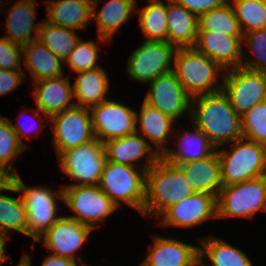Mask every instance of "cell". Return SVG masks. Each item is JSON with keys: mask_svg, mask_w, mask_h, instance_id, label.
I'll return each instance as SVG.
<instances>
[{"mask_svg": "<svg viewBox=\"0 0 266 266\" xmlns=\"http://www.w3.org/2000/svg\"><path fill=\"white\" fill-rule=\"evenodd\" d=\"M209 218L217 219V197L195 192L184 200L171 206L161 215L163 227H192L202 224ZM166 225V226H165Z\"/></svg>", "mask_w": 266, "mask_h": 266, "instance_id": "obj_16", "label": "cell"}, {"mask_svg": "<svg viewBox=\"0 0 266 266\" xmlns=\"http://www.w3.org/2000/svg\"><path fill=\"white\" fill-rule=\"evenodd\" d=\"M139 11V25L146 40L168 41L167 5L161 0H149Z\"/></svg>", "mask_w": 266, "mask_h": 266, "instance_id": "obj_32", "label": "cell"}, {"mask_svg": "<svg viewBox=\"0 0 266 266\" xmlns=\"http://www.w3.org/2000/svg\"><path fill=\"white\" fill-rule=\"evenodd\" d=\"M243 36L198 31L195 49L217 62L224 70L241 66Z\"/></svg>", "mask_w": 266, "mask_h": 266, "instance_id": "obj_18", "label": "cell"}, {"mask_svg": "<svg viewBox=\"0 0 266 266\" xmlns=\"http://www.w3.org/2000/svg\"><path fill=\"white\" fill-rule=\"evenodd\" d=\"M154 244L140 266H200L199 247L173 238L154 236Z\"/></svg>", "mask_w": 266, "mask_h": 266, "instance_id": "obj_19", "label": "cell"}, {"mask_svg": "<svg viewBox=\"0 0 266 266\" xmlns=\"http://www.w3.org/2000/svg\"><path fill=\"white\" fill-rule=\"evenodd\" d=\"M242 42L248 43L251 53L255 56L253 60L243 57L241 67L266 73V28L245 33Z\"/></svg>", "mask_w": 266, "mask_h": 266, "instance_id": "obj_38", "label": "cell"}, {"mask_svg": "<svg viewBox=\"0 0 266 266\" xmlns=\"http://www.w3.org/2000/svg\"><path fill=\"white\" fill-rule=\"evenodd\" d=\"M10 124H11V127H12V129L15 131V133H16V135H17V138H18V140H19V142L27 149L28 148V146L22 141V139H21V135L22 136H26L27 137V133H28V131H27V129L24 127L25 125L24 124H20L19 122H18V124H16V125H13V123L10 121ZM24 125V126H23ZM28 128V127H27ZM38 128V127H37ZM29 130V129H28ZM32 132V131H31ZM29 133H30V131H29ZM35 133H37L36 132V130H35Z\"/></svg>", "mask_w": 266, "mask_h": 266, "instance_id": "obj_45", "label": "cell"}, {"mask_svg": "<svg viewBox=\"0 0 266 266\" xmlns=\"http://www.w3.org/2000/svg\"><path fill=\"white\" fill-rule=\"evenodd\" d=\"M41 266H77V262L62 256L50 254L45 257Z\"/></svg>", "mask_w": 266, "mask_h": 266, "instance_id": "obj_44", "label": "cell"}, {"mask_svg": "<svg viewBox=\"0 0 266 266\" xmlns=\"http://www.w3.org/2000/svg\"><path fill=\"white\" fill-rule=\"evenodd\" d=\"M198 31L222 33L227 36H243L231 3L204 12L199 17Z\"/></svg>", "mask_w": 266, "mask_h": 266, "instance_id": "obj_33", "label": "cell"}, {"mask_svg": "<svg viewBox=\"0 0 266 266\" xmlns=\"http://www.w3.org/2000/svg\"><path fill=\"white\" fill-rule=\"evenodd\" d=\"M149 84L150 89L143 100L145 103L175 121L184 113L190 117L192 97L184 90L173 70L159 75Z\"/></svg>", "mask_w": 266, "mask_h": 266, "instance_id": "obj_14", "label": "cell"}, {"mask_svg": "<svg viewBox=\"0 0 266 266\" xmlns=\"http://www.w3.org/2000/svg\"><path fill=\"white\" fill-rule=\"evenodd\" d=\"M25 72L0 69V96L8 94L22 83Z\"/></svg>", "mask_w": 266, "mask_h": 266, "instance_id": "obj_42", "label": "cell"}, {"mask_svg": "<svg viewBox=\"0 0 266 266\" xmlns=\"http://www.w3.org/2000/svg\"><path fill=\"white\" fill-rule=\"evenodd\" d=\"M140 111L139 116L136 114V124L140 123V130H142L143 136H147L154 143L158 148L155 150L161 156L168 148L166 142L171 130L173 132L172 125L175 120L158 109L149 106L144 101Z\"/></svg>", "mask_w": 266, "mask_h": 266, "instance_id": "obj_29", "label": "cell"}, {"mask_svg": "<svg viewBox=\"0 0 266 266\" xmlns=\"http://www.w3.org/2000/svg\"><path fill=\"white\" fill-rule=\"evenodd\" d=\"M98 186L118 208L121 201H124L143 214L146 186V170L143 167L123 165L106 159Z\"/></svg>", "mask_w": 266, "mask_h": 266, "instance_id": "obj_5", "label": "cell"}, {"mask_svg": "<svg viewBox=\"0 0 266 266\" xmlns=\"http://www.w3.org/2000/svg\"><path fill=\"white\" fill-rule=\"evenodd\" d=\"M176 48L168 41L144 40L128 58L127 74L131 79L150 83L173 70Z\"/></svg>", "mask_w": 266, "mask_h": 266, "instance_id": "obj_11", "label": "cell"}, {"mask_svg": "<svg viewBox=\"0 0 266 266\" xmlns=\"http://www.w3.org/2000/svg\"><path fill=\"white\" fill-rule=\"evenodd\" d=\"M243 138L266 146V101L241 116Z\"/></svg>", "mask_w": 266, "mask_h": 266, "instance_id": "obj_37", "label": "cell"}, {"mask_svg": "<svg viewBox=\"0 0 266 266\" xmlns=\"http://www.w3.org/2000/svg\"><path fill=\"white\" fill-rule=\"evenodd\" d=\"M7 238L8 237H6L2 233H0V266H2V263H3L4 259L7 258V259L11 260L10 255H8V257H7L6 250H5V243H6V239Z\"/></svg>", "mask_w": 266, "mask_h": 266, "instance_id": "obj_46", "label": "cell"}, {"mask_svg": "<svg viewBox=\"0 0 266 266\" xmlns=\"http://www.w3.org/2000/svg\"><path fill=\"white\" fill-rule=\"evenodd\" d=\"M28 254H24L17 266H31V261Z\"/></svg>", "mask_w": 266, "mask_h": 266, "instance_id": "obj_47", "label": "cell"}, {"mask_svg": "<svg viewBox=\"0 0 266 266\" xmlns=\"http://www.w3.org/2000/svg\"><path fill=\"white\" fill-rule=\"evenodd\" d=\"M195 193L179 166L159 158L146 171L143 216H161L171 206Z\"/></svg>", "mask_w": 266, "mask_h": 266, "instance_id": "obj_2", "label": "cell"}, {"mask_svg": "<svg viewBox=\"0 0 266 266\" xmlns=\"http://www.w3.org/2000/svg\"><path fill=\"white\" fill-rule=\"evenodd\" d=\"M266 211V175L222 186L217 197V218H252Z\"/></svg>", "mask_w": 266, "mask_h": 266, "instance_id": "obj_6", "label": "cell"}, {"mask_svg": "<svg viewBox=\"0 0 266 266\" xmlns=\"http://www.w3.org/2000/svg\"><path fill=\"white\" fill-rule=\"evenodd\" d=\"M231 152L217 148L223 186L266 175V146L246 138L231 143Z\"/></svg>", "mask_w": 266, "mask_h": 266, "instance_id": "obj_4", "label": "cell"}, {"mask_svg": "<svg viewBox=\"0 0 266 266\" xmlns=\"http://www.w3.org/2000/svg\"><path fill=\"white\" fill-rule=\"evenodd\" d=\"M36 7V0H17L11 9L6 11L7 35L4 37L20 46L37 39L41 23L34 25ZM33 34L34 37L31 36Z\"/></svg>", "mask_w": 266, "mask_h": 266, "instance_id": "obj_21", "label": "cell"}, {"mask_svg": "<svg viewBox=\"0 0 266 266\" xmlns=\"http://www.w3.org/2000/svg\"><path fill=\"white\" fill-rule=\"evenodd\" d=\"M63 202L74 212L68 216L90 227H98V222L107 219L118 209L98 185L62 186Z\"/></svg>", "mask_w": 266, "mask_h": 266, "instance_id": "obj_9", "label": "cell"}, {"mask_svg": "<svg viewBox=\"0 0 266 266\" xmlns=\"http://www.w3.org/2000/svg\"><path fill=\"white\" fill-rule=\"evenodd\" d=\"M225 71L222 91L238 115L242 116L256 104L266 101V73L241 66Z\"/></svg>", "mask_w": 266, "mask_h": 266, "instance_id": "obj_10", "label": "cell"}, {"mask_svg": "<svg viewBox=\"0 0 266 266\" xmlns=\"http://www.w3.org/2000/svg\"><path fill=\"white\" fill-rule=\"evenodd\" d=\"M195 192L218 197L222 188L220 160L217 151L209 157L178 165Z\"/></svg>", "mask_w": 266, "mask_h": 266, "instance_id": "obj_23", "label": "cell"}, {"mask_svg": "<svg viewBox=\"0 0 266 266\" xmlns=\"http://www.w3.org/2000/svg\"><path fill=\"white\" fill-rule=\"evenodd\" d=\"M210 237V238H209ZM201 238L200 243L203 248H199V262L201 266H252L249 257L236 247L215 236ZM208 256L209 263L203 261V257Z\"/></svg>", "mask_w": 266, "mask_h": 266, "instance_id": "obj_30", "label": "cell"}, {"mask_svg": "<svg viewBox=\"0 0 266 266\" xmlns=\"http://www.w3.org/2000/svg\"><path fill=\"white\" fill-rule=\"evenodd\" d=\"M177 4L184 6L187 10L191 11L198 18L204 13L214 8H218L228 0H174Z\"/></svg>", "mask_w": 266, "mask_h": 266, "instance_id": "obj_41", "label": "cell"}, {"mask_svg": "<svg viewBox=\"0 0 266 266\" xmlns=\"http://www.w3.org/2000/svg\"><path fill=\"white\" fill-rule=\"evenodd\" d=\"M173 63L177 79L192 98L222 90L218 77L219 73L222 72V76L225 70L195 48H178Z\"/></svg>", "mask_w": 266, "mask_h": 266, "instance_id": "obj_3", "label": "cell"}, {"mask_svg": "<svg viewBox=\"0 0 266 266\" xmlns=\"http://www.w3.org/2000/svg\"><path fill=\"white\" fill-rule=\"evenodd\" d=\"M168 42L176 49L194 48L199 18L174 0H167Z\"/></svg>", "mask_w": 266, "mask_h": 266, "instance_id": "obj_22", "label": "cell"}, {"mask_svg": "<svg viewBox=\"0 0 266 266\" xmlns=\"http://www.w3.org/2000/svg\"><path fill=\"white\" fill-rule=\"evenodd\" d=\"M26 148L19 142L15 131L12 129L10 119L0 116V165L6 167L15 175L16 169L13 171L12 160L16 156L21 155Z\"/></svg>", "mask_w": 266, "mask_h": 266, "instance_id": "obj_36", "label": "cell"}, {"mask_svg": "<svg viewBox=\"0 0 266 266\" xmlns=\"http://www.w3.org/2000/svg\"><path fill=\"white\" fill-rule=\"evenodd\" d=\"M94 137L101 142L135 133L136 112L127 105L111 100L89 108Z\"/></svg>", "mask_w": 266, "mask_h": 266, "instance_id": "obj_13", "label": "cell"}, {"mask_svg": "<svg viewBox=\"0 0 266 266\" xmlns=\"http://www.w3.org/2000/svg\"><path fill=\"white\" fill-rule=\"evenodd\" d=\"M21 58L22 46L5 37L0 38V69L20 71Z\"/></svg>", "mask_w": 266, "mask_h": 266, "instance_id": "obj_40", "label": "cell"}, {"mask_svg": "<svg viewBox=\"0 0 266 266\" xmlns=\"http://www.w3.org/2000/svg\"><path fill=\"white\" fill-rule=\"evenodd\" d=\"M96 45L93 41H82L80 38L64 64L68 63V67L75 73L101 67L97 65L98 47Z\"/></svg>", "mask_w": 266, "mask_h": 266, "instance_id": "obj_39", "label": "cell"}, {"mask_svg": "<svg viewBox=\"0 0 266 266\" xmlns=\"http://www.w3.org/2000/svg\"><path fill=\"white\" fill-rule=\"evenodd\" d=\"M22 57L34 82L64 76L61 60L38 39L22 46Z\"/></svg>", "mask_w": 266, "mask_h": 266, "instance_id": "obj_27", "label": "cell"}, {"mask_svg": "<svg viewBox=\"0 0 266 266\" xmlns=\"http://www.w3.org/2000/svg\"><path fill=\"white\" fill-rule=\"evenodd\" d=\"M61 170L76 183L65 186L98 185L106 162L104 143L97 138L63 151L58 156Z\"/></svg>", "mask_w": 266, "mask_h": 266, "instance_id": "obj_8", "label": "cell"}, {"mask_svg": "<svg viewBox=\"0 0 266 266\" xmlns=\"http://www.w3.org/2000/svg\"><path fill=\"white\" fill-rule=\"evenodd\" d=\"M190 118L216 149L243 137L241 116L236 113L222 90L193 97Z\"/></svg>", "mask_w": 266, "mask_h": 266, "instance_id": "obj_1", "label": "cell"}, {"mask_svg": "<svg viewBox=\"0 0 266 266\" xmlns=\"http://www.w3.org/2000/svg\"><path fill=\"white\" fill-rule=\"evenodd\" d=\"M91 231L90 227L73 218L60 216L37 242H42L54 255L82 262L81 257H75V251L82 248Z\"/></svg>", "mask_w": 266, "mask_h": 266, "instance_id": "obj_15", "label": "cell"}, {"mask_svg": "<svg viewBox=\"0 0 266 266\" xmlns=\"http://www.w3.org/2000/svg\"><path fill=\"white\" fill-rule=\"evenodd\" d=\"M15 174L4 166L0 165V192L9 191L20 193L14 183Z\"/></svg>", "mask_w": 266, "mask_h": 266, "instance_id": "obj_43", "label": "cell"}, {"mask_svg": "<svg viewBox=\"0 0 266 266\" xmlns=\"http://www.w3.org/2000/svg\"><path fill=\"white\" fill-rule=\"evenodd\" d=\"M73 84L76 106L90 108L108 100L105 95L109 91L108 75L102 67L78 72Z\"/></svg>", "mask_w": 266, "mask_h": 266, "instance_id": "obj_28", "label": "cell"}, {"mask_svg": "<svg viewBox=\"0 0 266 266\" xmlns=\"http://www.w3.org/2000/svg\"><path fill=\"white\" fill-rule=\"evenodd\" d=\"M75 31V29L57 26L44 20L39 28L37 39L64 63L80 40Z\"/></svg>", "mask_w": 266, "mask_h": 266, "instance_id": "obj_31", "label": "cell"}, {"mask_svg": "<svg viewBox=\"0 0 266 266\" xmlns=\"http://www.w3.org/2000/svg\"><path fill=\"white\" fill-rule=\"evenodd\" d=\"M264 8L266 9V0H262Z\"/></svg>", "mask_w": 266, "mask_h": 266, "instance_id": "obj_48", "label": "cell"}, {"mask_svg": "<svg viewBox=\"0 0 266 266\" xmlns=\"http://www.w3.org/2000/svg\"><path fill=\"white\" fill-rule=\"evenodd\" d=\"M47 19L51 24L69 29H85L92 20V0H48Z\"/></svg>", "mask_w": 266, "mask_h": 266, "instance_id": "obj_26", "label": "cell"}, {"mask_svg": "<svg viewBox=\"0 0 266 266\" xmlns=\"http://www.w3.org/2000/svg\"><path fill=\"white\" fill-rule=\"evenodd\" d=\"M139 133L136 130L135 133L104 142L107 160L139 167L137 164H134V161L141 160V158L146 156L147 160L142 167L147 171L161 156Z\"/></svg>", "mask_w": 266, "mask_h": 266, "instance_id": "obj_20", "label": "cell"}, {"mask_svg": "<svg viewBox=\"0 0 266 266\" xmlns=\"http://www.w3.org/2000/svg\"><path fill=\"white\" fill-rule=\"evenodd\" d=\"M27 235V211L22 196H6L0 192V233L6 237L10 231Z\"/></svg>", "mask_w": 266, "mask_h": 266, "instance_id": "obj_34", "label": "cell"}, {"mask_svg": "<svg viewBox=\"0 0 266 266\" xmlns=\"http://www.w3.org/2000/svg\"><path fill=\"white\" fill-rule=\"evenodd\" d=\"M16 184L27 211V236L35 241L46 233V231L60 218L57 216V198L63 201L62 187L54 191L48 187H27L21 180L19 174L15 175Z\"/></svg>", "mask_w": 266, "mask_h": 266, "instance_id": "obj_7", "label": "cell"}, {"mask_svg": "<svg viewBox=\"0 0 266 266\" xmlns=\"http://www.w3.org/2000/svg\"><path fill=\"white\" fill-rule=\"evenodd\" d=\"M53 129V145L59 156L63 151L93 140L89 108L74 106L50 118Z\"/></svg>", "mask_w": 266, "mask_h": 266, "instance_id": "obj_12", "label": "cell"}, {"mask_svg": "<svg viewBox=\"0 0 266 266\" xmlns=\"http://www.w3.org/2000/svg\"><path fill=\"white\" fill-rule=\"evenodd\" d=\"M243 35L266 28V9L262 0H229ZM244 24V25H243Z\"/></svg>", "mask_w": 266, "mask_h": 266, "instance_id": "obj_35", "label": "cell"}, {"mask_svg": "<svg viewBox=\"0 0 266 266\" xmlns=\"http://www.w3.org/2000/svg\"><path fill=\"white\" fill-rule=\"evenodd\" d=\"M193 131H185L178 139V150L174 147L167 148L161 158L168 163L178 166L179 164L205 159L216 152V147L209 138L194 124Z\"/></svg>", "mask_w": 266, "mask_h": 266, "instance_id": "obj_25", "label": "cell"}, {"mask_svg": "<svg viewBox=\"0 0 266 266\" xmlns=\"http://www.w3.org/2000/svg\"><path fill=\"white\" fill-rule=\"evenodd\" d=\"M99 0H92V18L97 24V34L101 43H106L116 31L126 23L132 12L137 10L136 0H109L102 9L96 13Z\"/></svg>", "mask_w": 266, "mask_h": 266, "instance_id": "obj_24", "label": "cell"}, {"mask_svg": "<svg viewBox=\"0 0 266 266\" xmlns=\"http://www.w3.org/2000/svg\"><path fill=\"white\" fill-rule=\"evenodd\" d=\"M82 266H91V265L85 264L84 261H83L82 262Z\"/></svg>", "mask_w": 266, "mask_h": 266, "instance_id": "obj_49", "label": "cell"}, {"mask_svg": "<svg viewBox=\"0 0 266 266\" xmlns=\"http://www.w3.org/2000/svg\"><path fill=\"white\" fill-rule=\"evenodd\" d=\"M34 85H36V89L33 95L36 99L37 108L33 114L36 115V118H39L41 115L40 111L42 112L41 119L38 120H41L39 124H43V115L50 118L54 114L76 106L73 103V86L70 84L68 77L64 78V76H61L58 78L43 79L34 82Z\"/></svg>", "mask_w": 266, "mask_h": 266, "instance_id": "obj_17", "label": "cell"}]
</instances>
